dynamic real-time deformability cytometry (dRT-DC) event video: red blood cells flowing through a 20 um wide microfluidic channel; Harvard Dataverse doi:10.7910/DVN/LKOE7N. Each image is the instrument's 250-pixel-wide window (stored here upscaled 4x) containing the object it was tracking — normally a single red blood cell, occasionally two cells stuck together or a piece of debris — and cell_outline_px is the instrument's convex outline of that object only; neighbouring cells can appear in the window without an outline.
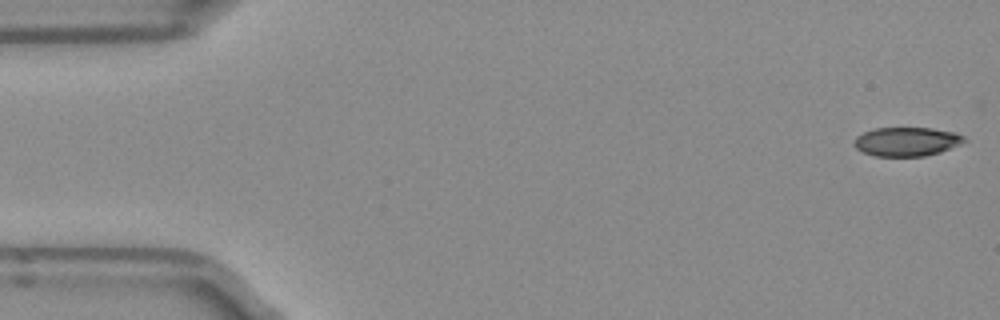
{"species": "Egyptian fruit bat (a non-hibernating species)", "species_latin": "Rousettus aegyptiacus", "temperature_condition": "room temperature", "stored_images_in_passage": 48, "camera_frame_rate_fps": 3000, "um_per_image_px": 0.085, "frame": {"image": 1, "passage_image": 1, "time_ms": 0.0, "image_size_px": [1000, 320], "cell_outline_px": [[968, 140], [940, 152], [924, 156], [876, 156], [864, 152], [856, 148], [852, 144], [856, 136], [864, 132], [876, 128], [932, 128], [956, 132], [964, 136]], "centroid_in_image_um": [77.07, 12.03], "position_along_channel_um": 7.9, "area_um2": 18.55}}
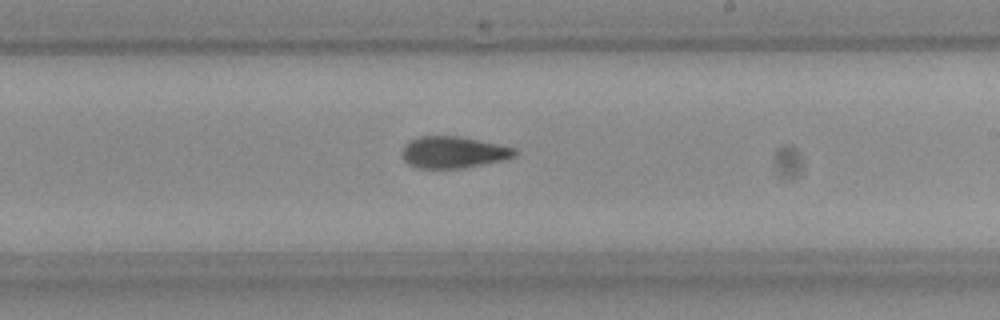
{"frame": {"image": 2, "passage_image": 29, "time_ms": 9.333, "image_size_px": [1000, 320], "cell_outline_px": [[516, 156], [504, 160], [460, 168], [416, 168], [408, 164], [404, 160], [400, 152], [404, 144], [420, 136], [460, 136], [516, 148]], "centroid_in_image_um": [38.5, 12.94], "position_along_channel_um": 250.5, "area_um2": 20.81}}
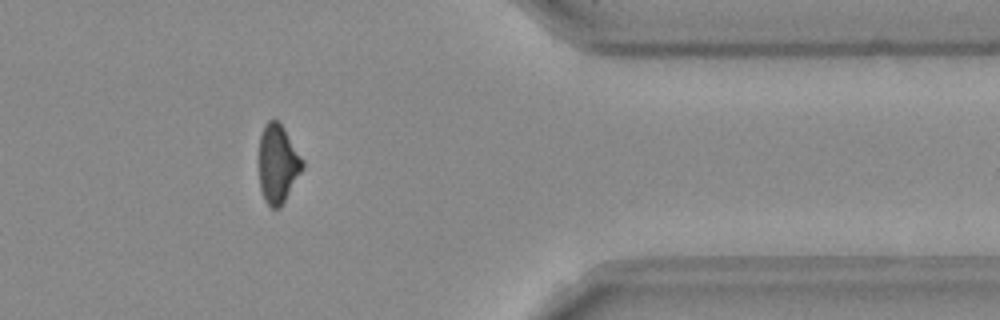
{"frame": {"image": 3, "passage_image": 41, "time_ms": 13.333, "image_size_px": [1000, 320], "cell_outline_px": [[304, 168], [280, 208], [272, 208], [264, 200], [260, 188], [260, 136], [264, 124], [268, 120], [276, 120], [284, 128], [304, 160]], "centroid_in_image_um": [23.63, 13.93], "position_along_channel_um": 387.8, "area_um2": 19.83}, "authors_computed_cell_mechanics": {"area_um2": 20.6924, "velocity_mm_per_s": 3.9782, "shape_relaxation_time_tau1_ms": null, "shape_relaxation_time_tau2_ms": 5.4773, "deformation_change_tau1": null, "deformation_change_tau2": 0.1158}}